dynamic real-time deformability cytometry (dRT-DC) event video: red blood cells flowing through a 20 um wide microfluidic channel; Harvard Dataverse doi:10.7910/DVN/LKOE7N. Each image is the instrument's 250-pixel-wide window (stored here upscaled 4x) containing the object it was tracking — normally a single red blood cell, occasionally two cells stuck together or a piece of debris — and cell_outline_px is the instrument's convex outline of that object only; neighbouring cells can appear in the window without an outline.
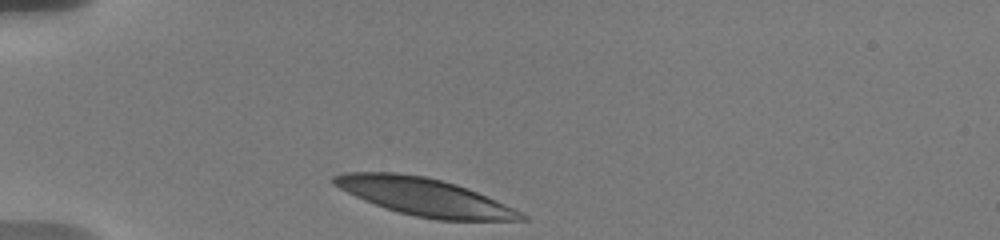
{"species": "human", "species_latin": "Homo sapiens", "temperature_condition": "warm", "stored_images_in_passage": 6, "camera_frame_rate_fps": 3000, "um_per_image_px": 0.085, "donor": {"sex": "male"}, "frame": {"image": 1, "passage_image": 1, "time_ms": 0.0, "image_size_px": [1000, 240], "cell_outline_px": [[528, 220], [436, 220], [416, 216], [384, 208], [364, 200], [332, 184], [332, 176], [344, 172], [396, 172], [424, 176], [456, 184], [468, 188], [504, 204], [528, 216]], "centroid_in_image_um": [36.05, 16.73], "position_along_channel_um": 48.9, "area_um2": 40.58}}
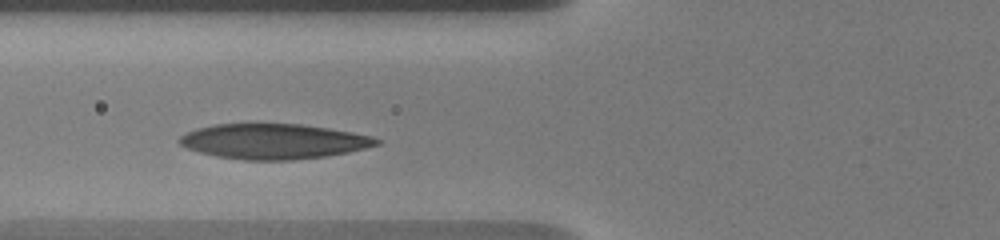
{"frame": {"image": 2, "passage_image": 5, "time_ms": 2.333, "image_size_px": [1000, 240], "cell_outline_px": [[380, 144], [348, 152], [328, 156], [292, 160], [244, 160], [216, 156], [200, 152], [188, 148], [180, 144], [180, 136], [184, 132], [196, 128], [212, 124], [300, 124], [328, 128], [372, 136], [380, 140]], "centroid_in_image_um": [23.23, 12.02], "position_along_channel_um": 102.6, "area_um2": 40.29}}
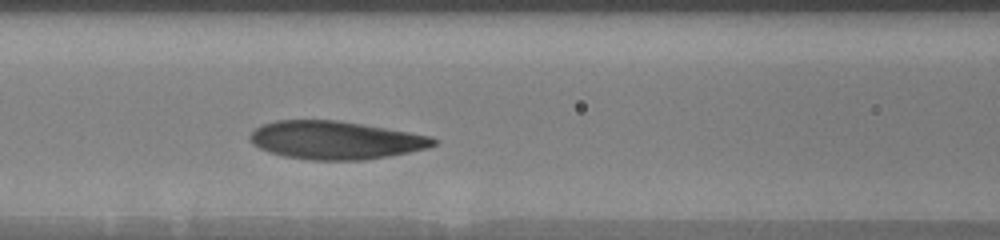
{"frame": {"image": 3, "passage_image": 6, "time_ms": 3.333, "image_size_px": [1000, 240], "cell_outline_px": [[436, 144], [428, 148], [388, 156], [364, 160], [308, 160], [284, 156], [268, 152], [252, 144], [248, 140], [248, 136], [260, 124], [276, 120], [336, 120], [432, 136], [436, 140]], "centroid_in_image_um": [28.46, 11.92], "position_along_channel_um": 138.1, "area_um2": 40.75}}